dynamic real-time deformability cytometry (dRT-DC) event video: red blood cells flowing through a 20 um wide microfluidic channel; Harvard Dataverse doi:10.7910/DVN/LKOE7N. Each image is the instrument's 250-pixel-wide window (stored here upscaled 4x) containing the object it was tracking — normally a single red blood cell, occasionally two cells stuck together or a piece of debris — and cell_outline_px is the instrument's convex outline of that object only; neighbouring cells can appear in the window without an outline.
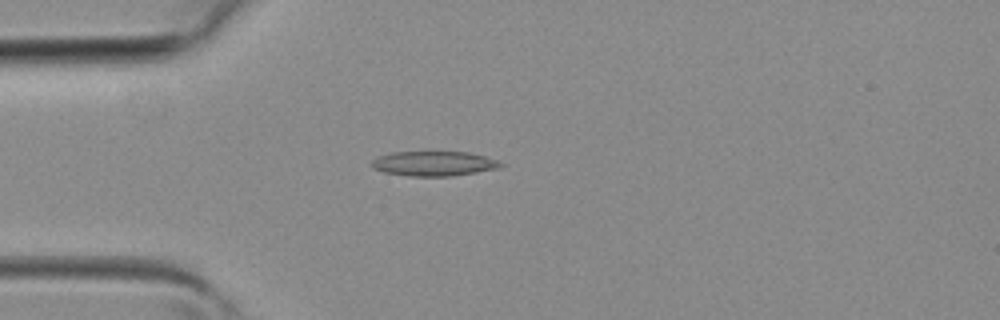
{"species": "common noctule bat (a hibernating species)", "species_latin": "Nyctalus noctula", "temperature_condition": "room temperature", "stored_images_in_passage": 1, "camera_frame_rate_fps": 3000, "um_per_image_px": 0.085, "animal": {"sex": "female", "body_mass_g": 19.3, "forearm_length_mm": 54.1}, "frame": {"image": 1, "passage_image": 1, "time_ms": 0.0, "image_size_px": [1000, 320], "cell_outline_px": [[504, 164], [500, 168], [452, 176], [412, 176], [384, 172], [372, 168], [372, 160], [380, 156], [392, 152], [468, 152], [484, 156], [496, 160]], "centroid_in_image_um": [36.89, 13.9], "position_along_channel_um": 48.1, "area_um2": 18.44}}